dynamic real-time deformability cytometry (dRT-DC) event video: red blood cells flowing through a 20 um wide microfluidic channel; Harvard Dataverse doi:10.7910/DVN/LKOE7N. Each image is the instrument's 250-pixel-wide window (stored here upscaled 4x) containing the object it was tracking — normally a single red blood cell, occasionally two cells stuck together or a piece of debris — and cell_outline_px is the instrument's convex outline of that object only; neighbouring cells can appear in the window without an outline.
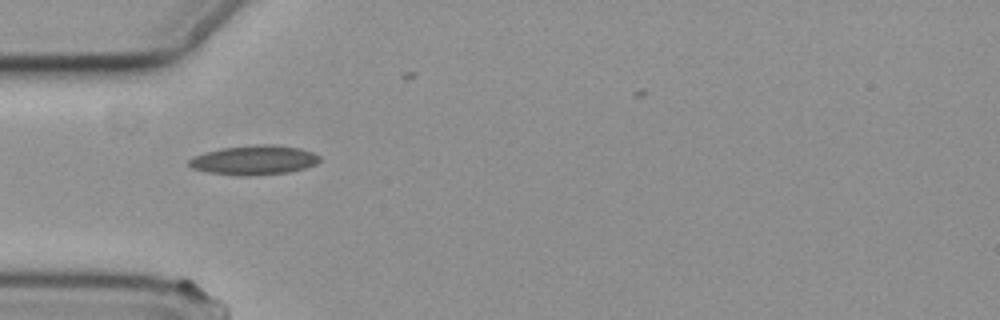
{"species": "common noctule bat (a hibernating species)", "species_latin": "Nyctalus noctula", "temperature_condition": "cold", "stored_images_in_passage": 9, "camera_frame_rate_fps": 3000, "um_per_image_px": 0.085, "animal": {"sex": "female", "body_mass_g": 19.3, "forearm_length_mm": 54.1}, "frame": {"image": 1, "passage_image": 1, "time_ms": 0.0, "image_size_px": [1000, 320], "cell_outline_px": [[320, 160], [316, 164], [304, 168], [288, 172], [244, 176], [208, 172], [192, 168], [188, 164], [188, 160], [192, 156], [204, 152], [220, 148], [252, 144], [272, 144], [300, 148], [312, 152], [320, 156]], "centroid_in_image_um": [21.57, 13.59], "position_along_channel_um": 63.4, "area_um2": 22.48}}